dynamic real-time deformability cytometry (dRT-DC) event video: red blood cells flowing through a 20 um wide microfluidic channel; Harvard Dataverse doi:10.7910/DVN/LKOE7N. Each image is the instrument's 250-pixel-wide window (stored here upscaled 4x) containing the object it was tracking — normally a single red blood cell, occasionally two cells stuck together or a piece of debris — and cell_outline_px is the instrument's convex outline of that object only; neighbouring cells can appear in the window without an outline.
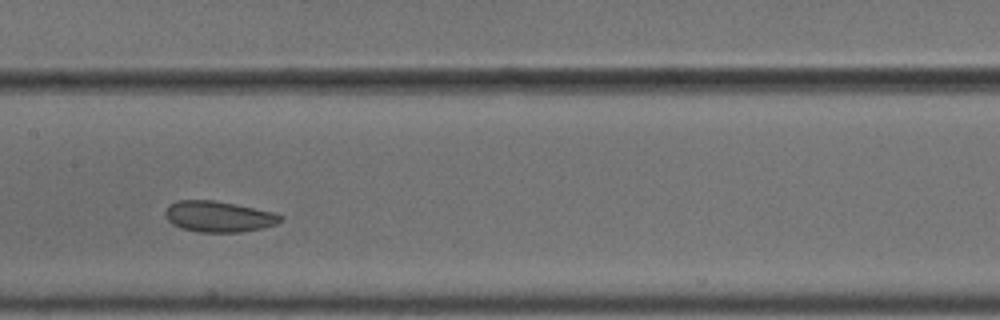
{"species": "common noctule bat (a hibernating species)", "species_latin": "Nyctalus noctula", "temperature_condition": "cold", "stored_images_in_passage": 10, "camera_frame_rate_fps": 3000, "um_per_image_px": 0.085, "animal": {"sex": "male", "body_mass_g": 18.8}, "frame": {"image": 1, "passage_image": 4, "time_ms": 1.0, "image_size_px": [1000, 320], "cell_outline_px": [[284, 220], [276, 224], [264, 228], [240, 232], [196, 232], [180, 228], [172, 224], [168, 220], [164, 212], [168, 204], [176, 200], [216, 200], [236, 204], [272, 212], [284, 216]], "centroid_in_image_um": [18.57, 18.4], "position_along_channel_um": 188.8, "area_um2": 21.04}}
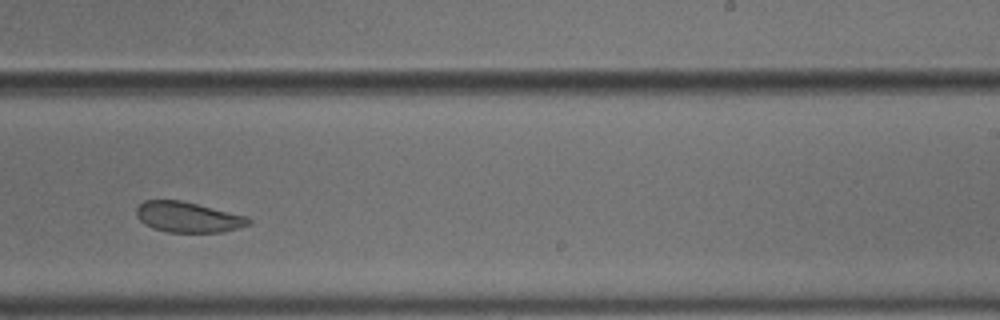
{"frame": {"image": 2, "passage_image": 6, "time_ms": 1.667, "image_size_px": [1000, 320], "cell_outline_px": [[252, 220], [248, 224], [224, 232], [168, 232], [152, 228], [144, 224], [136, 216], [136, 208], [144, 200], [180, 200], [248, 216]], "centroid_in_image_um": [15.95, 18.45], "position_along_channel_um": 273.0, "area_um2": 19.88}}
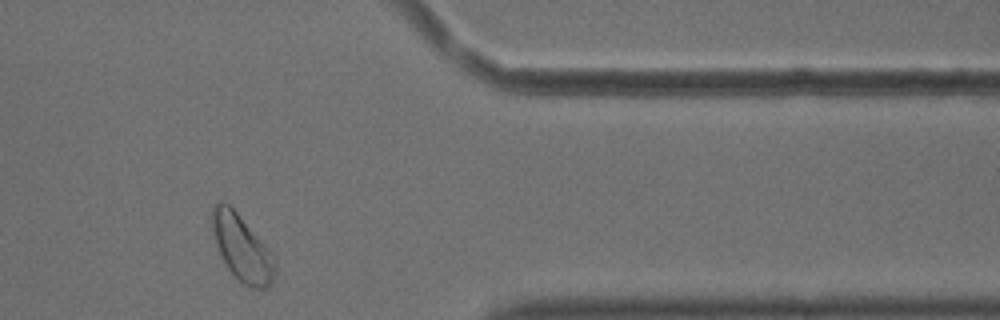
{"frame": {"image": 3, "passage_image": 9, "time_ms": 2.667, "image_size_px": [1000, 320], "cell_outline_px": [[276, 268], [272, 280], [264, 288], [248, 288], [240, 284], [228, 268], [220, 256], [212, 232], [212, 208], [216, 200], [224, 200], [236, 212], [268, 248], [276, 260]], "centroid_in_image_um": [20.53, 21.09], "position_along_channel_um": 390.9, "area_um2": 24.16}}